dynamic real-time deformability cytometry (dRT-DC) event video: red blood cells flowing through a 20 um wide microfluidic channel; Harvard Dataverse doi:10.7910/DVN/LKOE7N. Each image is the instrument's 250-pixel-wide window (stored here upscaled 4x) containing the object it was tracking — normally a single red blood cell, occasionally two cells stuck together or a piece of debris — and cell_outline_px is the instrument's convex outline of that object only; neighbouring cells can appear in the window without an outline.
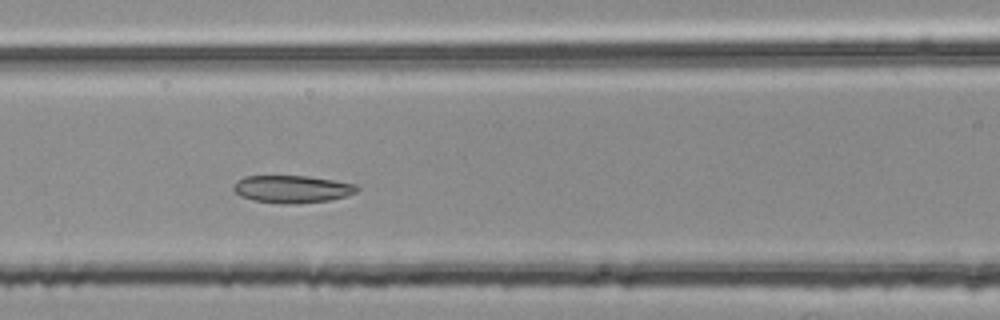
{"species": "common noctule bat (a hibernating species)", "species_latin": "Nyctalus noctula", "temperature_condition": "room temperature", "stored_images_in_passage": 44, "segment_of_instrument_passage": [2, 2], "camera_frame_rate_fps": 3000, "um_per_image_px": 0.085, "animal": {"sex": "female", "body_mass_g": 25.1}, "frame": {"image": 1, "passage_image": 17, "time_ms": 5.333, "image_size_px": [1000, 320], "cell_outline_px": [[360, 188], [356, 192], [348, 196], [328, 200], [252, 200], [240, 196], [232, 188], [236, 180], [244, 176], [308, 176], [356, 184]], "centroid_in_image_um": [24.83, 16.0], "position_along_channel_um": 141.8, "area_um2": 18.61}}
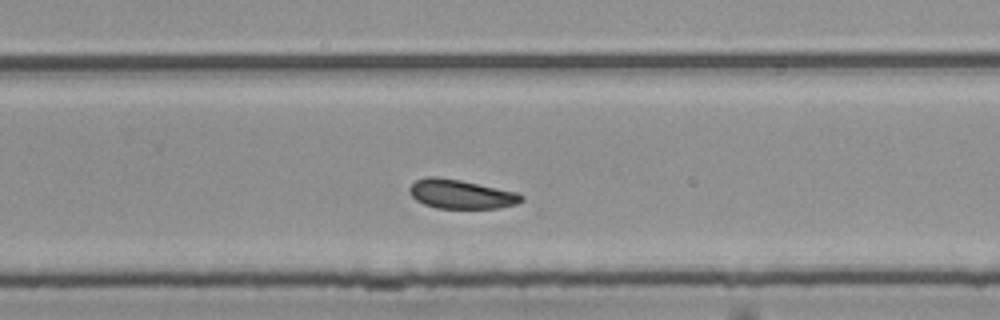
{"frame": {"image": 2, "passage_image": 29, "time_ms": 9.333, "image_size_px": [1000, 320], "cell_outline_px": [[524, 200], [516, 204], [500, 208], [436, 208], [424, 204], [416, 200], [408, 192], [408, 188], [416, 180], [428, 176], [436, 176], [460, 180], [516, 192], [524, 196]], "centroid_in_image_um": [39.17, 16.5], "position_along_channel_um": 290.6, "area_um2": 18.96}}
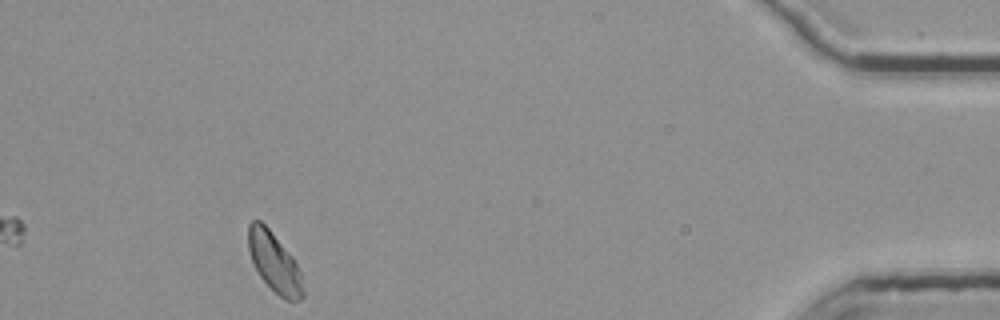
{"frame": {"image": 3, "passage_image": 44, "time_ms": 14.333, "image_size_px": [1000, 320], "cell_outline_px": [[304, 296], [300, 300], [284, 300], [260, 276], [252, 260], [248, 248], [248, 224], [252, 220], [260, 220], [268, 228], [292, 256], [300, 272], [304, 292]], "centroid_in_image_um": [23.31, 22.29], "position_along_channel_um": 411.9, "area_um2": 18.61}}